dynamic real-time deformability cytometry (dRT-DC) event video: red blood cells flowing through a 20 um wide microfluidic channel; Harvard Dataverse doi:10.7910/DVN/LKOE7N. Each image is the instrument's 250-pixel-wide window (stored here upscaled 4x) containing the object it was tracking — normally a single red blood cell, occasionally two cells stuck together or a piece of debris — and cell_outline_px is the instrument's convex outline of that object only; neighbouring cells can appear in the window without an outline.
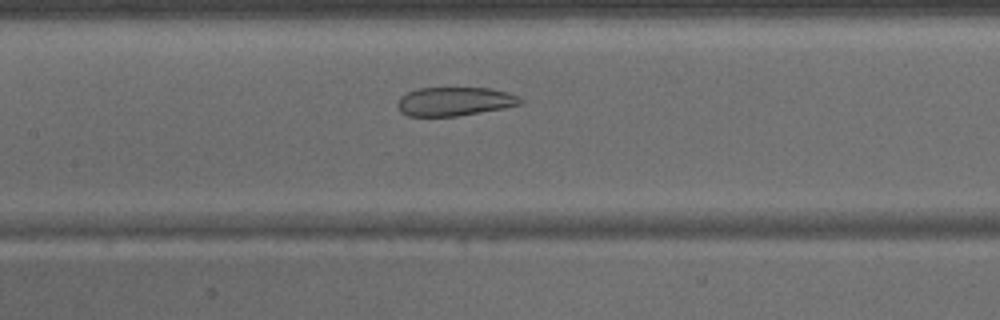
{"species": "common noctule bat (a hibernating species)", "species_latin": "Nyctalus noctula", "temperature_condition": "warm", "stored_images_in_passage": 33, "camera_frame_rate_fps": 3000, "um_per_image_px": 0.085, "animal": {"sex": "male", "body_mass_g": 15.6}, "frame": {"image": 1, "passage_image": 12, "time_ms": 3.667, "image_size_px": [1000, 320], "cell_outline_px": [[524, 100], [520, 104], [504, 108], [456, 116], [408, 116], [400, 112], [396, 104], [400, 96], [408, 92], [420, 88], [492, 88], [520, 96]], "centroid_in_image_um": [38.63, 8.62], "position_along_channel_um": 168.8, "area_um2": 20.63}}
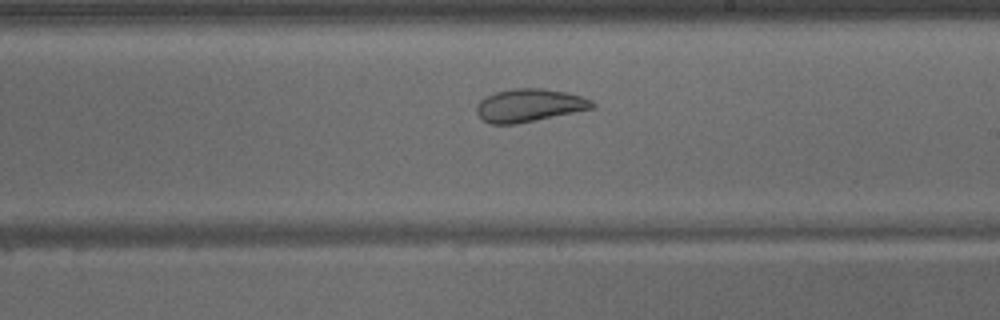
{"frame": {"image": 2, "passage_image": 17, "time_ms": 5.333, "image_size_px": [1000, 320], "cell_outline_px": [[596, 108], [516, 124], [492, 124], [484, 120], [476, 112], [476, 104], [484, 96], [496, 92], [512, 88], [544, 88], [568, 92], [592, 100], [596, 104]], "centroid_in_image_um": [45.01, 8.94], "position_along_channel_um": 244.0, "area_um2": 22.43}}
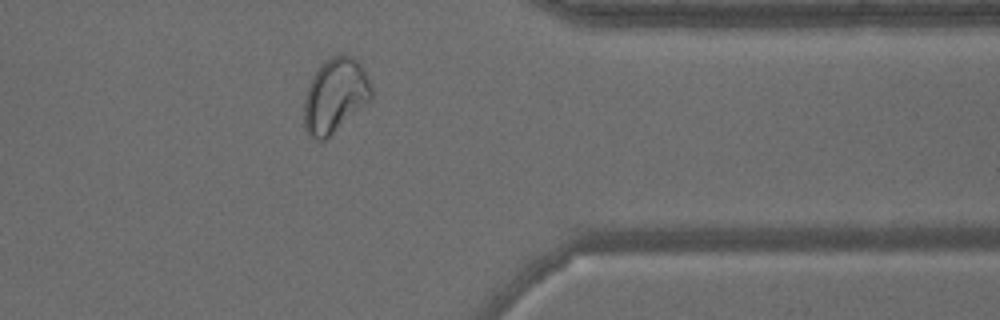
{"frame": {"image": 3, "passage_image": 27, "time_ms": 8.667, "image_size_px": [1000, 320], "cell_outline_px": [[372, 100], [324, 140], [316, 140], [304, 128], [304, 100], [308, 84], [312, 76], [320, 64], [324, 60], [332, 56], [352, 56], [364, 68], [372, 84]], "centroid_in_image_um": [28.5, 8.1], "position_along_channel_um": 382.9, "area_um2": 29.3}}